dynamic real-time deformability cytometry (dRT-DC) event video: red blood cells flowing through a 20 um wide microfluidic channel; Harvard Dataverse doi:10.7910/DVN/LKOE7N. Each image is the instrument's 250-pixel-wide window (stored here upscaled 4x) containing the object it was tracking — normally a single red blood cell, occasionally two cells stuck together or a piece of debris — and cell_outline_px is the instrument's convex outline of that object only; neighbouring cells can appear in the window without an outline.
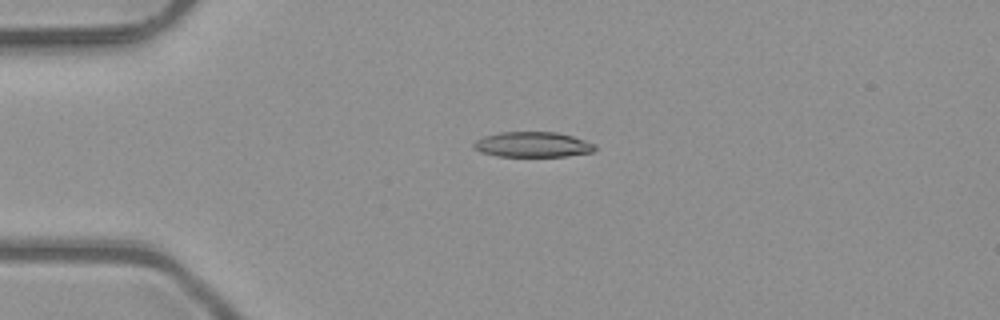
{"species": "common noctule bat (a hibernating species)", "species_latin": "Nyctalus noctula", "temperature_condition": "room temperature", "stored_images_in_passage": 3, "camera_frame_rate_fps": 3000, "um_per_image_px": 0.085, "animal": {"sex": "male", "body_mass_g": 23.1, "forearm_length_mm": 52.7}, "frame": {"image": 1, "passage_image": 2, "time_ms": 0.333, "image_size_px": [1000, 320], "cell_outline_px": [[596, 148], [592, 152], [568, 156], [496, 156], [480, 152], [472, 144], [476, 140], [484, 136], [500, 132], [556, 132], [572, 136], [596, 144]], "centroid_in_image_um": [45.28, 12.28], "position_along_channel_um": 39.7, "area_um2": 17.8}}